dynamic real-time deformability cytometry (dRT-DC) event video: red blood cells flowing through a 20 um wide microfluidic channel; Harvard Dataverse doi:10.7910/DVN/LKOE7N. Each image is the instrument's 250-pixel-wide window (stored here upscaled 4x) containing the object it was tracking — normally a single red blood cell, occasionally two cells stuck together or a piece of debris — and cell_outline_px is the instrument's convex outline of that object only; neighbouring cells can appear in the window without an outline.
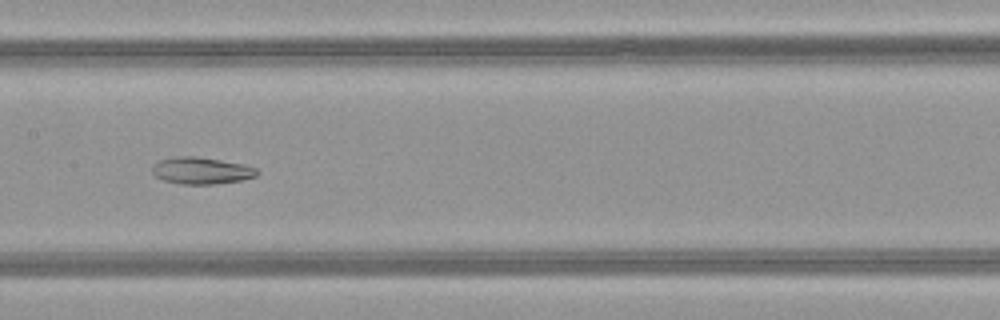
{"species": "common noctule bat (a hibernating species)", "species_latin": "Nyctalus noctula", "temperature_condition": "warm", "stored_images_in_passage": 53, "camera_frame_rate_fps": 3000, "um_per_image_px": 0.085, "animal": {"sex": "female", "body_mass_g": 21.9}, "frame": {"image": 1, "passage_image": 27, "time_ms": 8.667, "image_size_px": [1000, 320], "cell_outline_px": [[260, 172], [256, 176], [240, 180], [216, 184], [180, 184], [164, 180], [156, 176], [152, 172], [152, 164], [160, 160], [176, 156], [196, 156], [244, 164], [256, 168]], "centroid_in_image_um": [17.11, 14.5], "position_along_channel_um": 190.3, "area_um2": 16.42}}
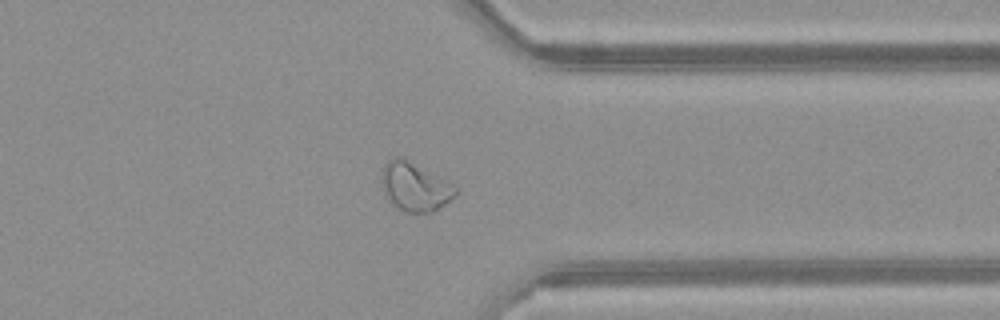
{"frame": {"image": 2, "passage_image": 41, "time_ms": 13.333, "image_size_px": [1000, 320], "cell_outline_px": [[456, 196], [432, 212], [408, 212], [396, 208], [388, 200], [384, 192], [380, 180], [384, 164], [392, 156], [400, 156], [452, 184], [456, 188]], "centroid_in_image_um": [35.21, 15.87], "position_along_channel_um": 376.2, "area_um2": 20.69}}
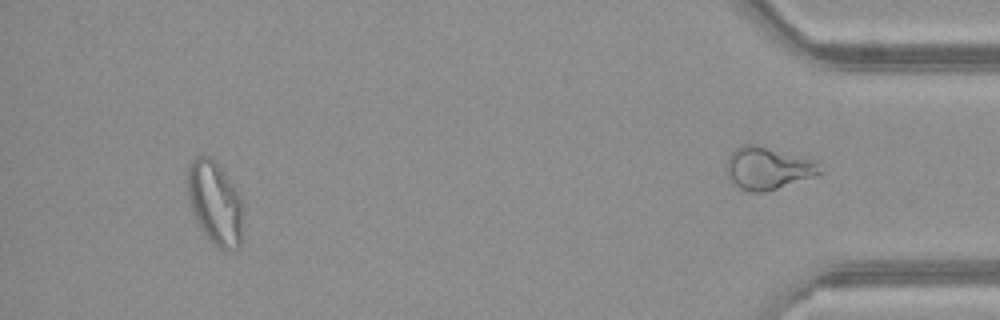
{"frame": {"image": 3, "passage_image": 49, "time_ms": 16.0, "image_size_px": [1000, 320], "cell_outline_px": [[244, 212], [240, 248], [232, 252], [228, 252], [220, 248], [200, 228], [192, 212], [188, 196], [188, 164], [196, 156], [208, 156], [224, 172], [240, 192], [244, 204]], "centroid_in_image_um": [18.33, 17.28], "position_along_channel_um": 416.9, "area_um2": 27.34}, "authors_computed_cell_mechanics": {"area_um2": 24.0448, "velocity_mm_per_s": 4.0639, "shape_relaxation_time_tau1_ms": null, "shape_relaxation_time_tau2_ms": 7.039, "deformation_change_tau1": null, "deformation_change_tau2": 0.1287}}